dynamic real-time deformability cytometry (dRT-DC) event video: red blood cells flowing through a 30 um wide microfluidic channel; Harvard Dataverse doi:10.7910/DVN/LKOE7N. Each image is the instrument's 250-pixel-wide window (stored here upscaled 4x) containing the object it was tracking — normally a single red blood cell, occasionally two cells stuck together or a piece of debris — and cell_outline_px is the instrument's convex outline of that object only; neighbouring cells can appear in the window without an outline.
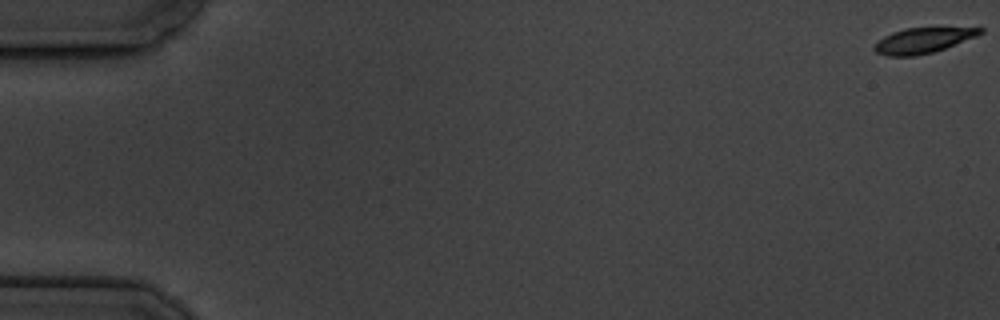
{"species": "common noctule bat (a hibernating species)", "species_latin": "Nyctalus noctula", "temperature_condition": "cold", "stored_images_in_passage": 6, "camera_frame_rate_fps": 3000, "um_per_image_px": 0.085, "animal": {"sex": "male", "body_mass_g": 19.5, "forearm_length_mm": 54.6}, "frame": {"image": 1, "passage_image": 1, "time_ms": 0.0, "image_size_px": [1000, 320], "cell_outline_px": [[984, 32], [976, 36], [944, 48], [932, 52], [916, 56], [888, 56], [876, 52], [872, 48], [884, 36], [892, 32], [904, 28], [984, 28]], "centroid_in_image_um": [78.42, 3.44], "position_along_channel_um": 6.6, "area_um2": 15.32}}
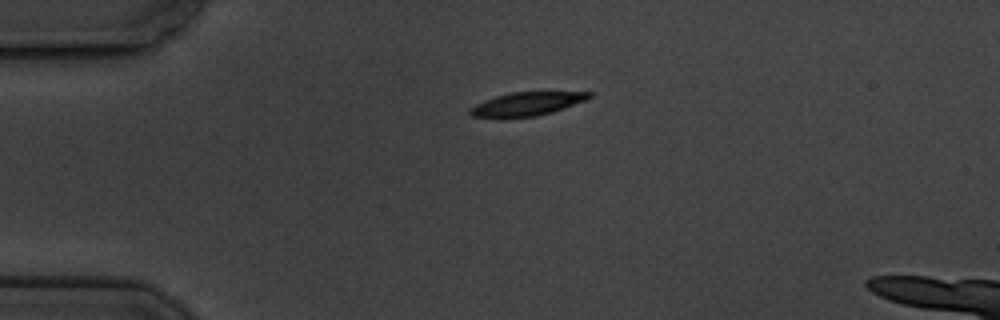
{"frame": {"image": 2, "passage_image": 5, "time_ms": 4.667, "image_size_px": [1000, 320], "cell_outline_px": [[592, 96], [584, 100], [564, 108], [552, 112], [536, 116], [472, 116], [468, 112], [468, 108], [484, 100], [496, 96], [512, 92], [592, 92]], "centroid_in_image_um": [44.78, 8.81], "position_along_channel_um": 40.2, "area_um2": 15.78}}